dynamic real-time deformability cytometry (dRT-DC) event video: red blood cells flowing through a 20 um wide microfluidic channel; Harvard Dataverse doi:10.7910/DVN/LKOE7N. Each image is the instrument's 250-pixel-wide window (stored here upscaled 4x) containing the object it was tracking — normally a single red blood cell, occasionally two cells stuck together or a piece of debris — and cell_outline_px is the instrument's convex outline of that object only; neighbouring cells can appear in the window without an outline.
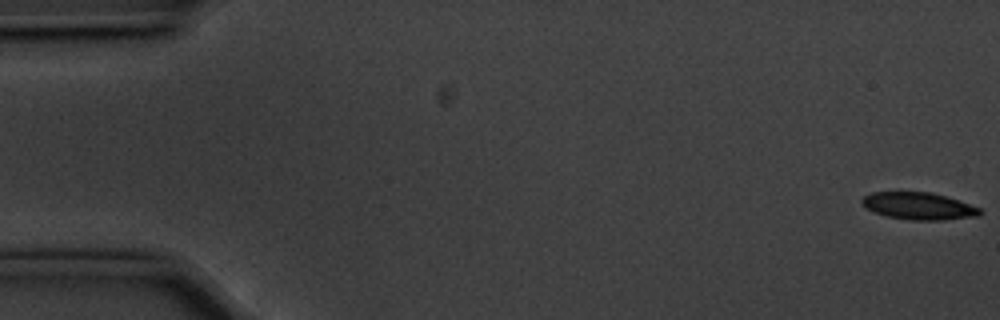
{"species": "common noctule bat (a hibernating species)", "species_latin": "Nyctalus noctula", "temperature_condition": "cold", "stored_images_in_passage": 56, "camera_frame_rate_fps": 3000, "um_per_image_px": 0.085, "animal": {"sex": "male", "body_mass_g": 20.1, "forearm_length_mm": 53.5}, "frame": {"image": 1, "passage_image": 1, "time_ms": 0.0, "image_size_px": [1000, 320], "cell_outline_px": [[984, 212], [980, 216], [944, 220], [908, 220], [888, 216], [864, 208], [860, 204], [860, 200], [864, 196], [872, 192], [932, 192], [980, 208]], "centroid_in_image_um": [78.07, 17.52], "position_along_channel_um": 6.9, "area_um2": 18.73}}
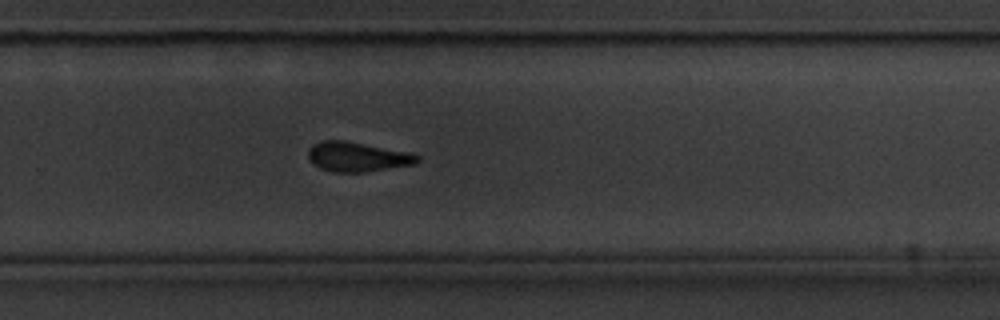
{"frame": {"image": 2, "passage_image": 37, "time_ms": 12.0, "image_size_px": [1000, 320], "cell_outline_px": [[420, 160], [416, 164], [364, 172], [332, 172], [320, 168], [308, 156], [308, 148], [312, 144], [320, 140], [344, 140], [412, 152], [420, 156]], "centroid_in_image_um": [30.41, 13.31], "position_along_channel_um": 299.4, "area_um2": 19.02}}
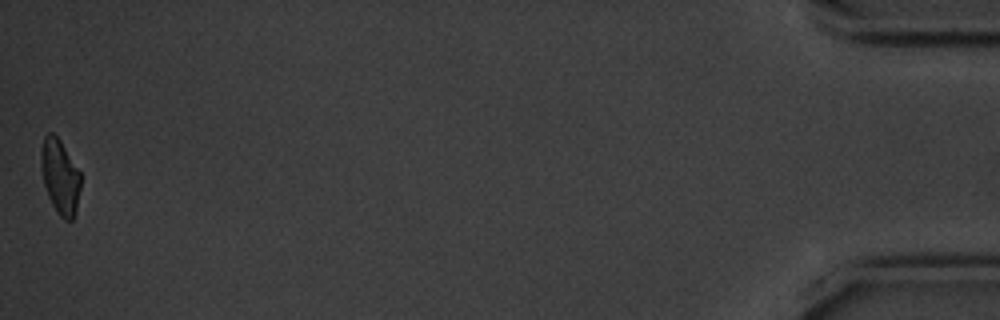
{"frame": {"image": 3, "passage_image": 56, "time_ms": 18.333, "image_size_px": [1000, 320], "cell_outline_px": [[80, 188], [76, 212], [72, 220], [64, 220], [56, 212], [48, 196], [44, 184], [40, 168], [40, 152], [44, 136], [48, 132], [52, 132], [60, 140], [80, 172]], "centroid_in_image_um": [5.08, 15.01], "position_along_channel_um": 430.1, "area_um2": 17.34}, "authors_computed_cell_mechanics": {"area_um2": 19.5364, "velocity_mm_per_s": 3.5745, "shape_relaxation_time_tau1_ms": 5.3108, "shape_relaxation_time_tau2_ms": 4.9391, "deformation_change_tau1": 0.1151, "deformation_change_tau2": 0.1299}}